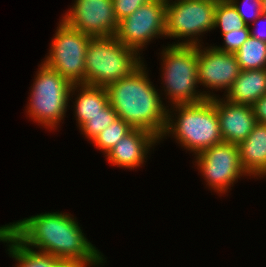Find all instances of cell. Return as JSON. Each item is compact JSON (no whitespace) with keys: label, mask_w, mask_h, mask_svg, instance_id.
Returning a JSON list of instances; mask_svg holds the SVG:
<instances>
[{"label":"cell","mask_w":266,"mask_h":267,"mask_svg":"<svg viewBox=\"0 0 266 267\" xmlns=\"http://www.w3.org/2000/svg\"><path fill=\"white\" fill-rule=\"evenodd\" d=\"M138 55L114 36L91 38L86 49L84 84L106 88L130 76L144 63Z\"/></svg>","instance_id":"277c9868"},{"label":"cell","mask_w":266,"mask_h":267,"mask_svg":"<svg viewBox=\"0 0 266 267\" xmlns=\"http://www.w3.org/2000/svg\"><path fill=\"white\" fill-rule=\"evenodd\" d=\"M54 37L43 63L70 83L84 84L86 49L92 37L71 28L62 20Z\"/></svg>","instance_id":"ba28073f"},{"label":"cell","mask_w":266,"mask_h":267,"mask_svg":"<svg viewBox=\"0 0 266 267\" xmlns=\"http://www.w3.org/2000/svg\"><path fill=\"white\" fill-rule=\"evenodd\" d=\"M196 163L207 185L219 194L226 192L242 175H247L240 162L238 145L228 142L197 154Z\"/></svg>","instance_id":"30bf717a"},{"label":"cell","mask_w":266,"mask_h":267,"mask_svg":"<svg viewBox=\"0 0 266 267\" xmlns=\"http://www.w3.org/2000/svg\"><path fill=\"white\" fill-rule=\"evenodd\" d=\"M69 267H90V265H75V266H69Z\"/></svg>","instance_id":"f1b7e54d"},{"label":"cell","mask_w":266,"mask_h":267,"mask_svg":"<svg viewBox=\"0 0 266 267\" xmlns=\"http://www.w3.org/2000/svg\"><path fill=\"white\" fill-rule=\"evenodd\" d=\"M80 93L74 103L78 126L81 128L91 117L109 104L106 88L80 84Z\"/></svg>","instance_id":"ac0fdd59"},{"label":"cell","mask_w":266,"mask_h":267,"mask_svg":"<svg viewBox=\"0 0 266 267\" xmlns=\"http://www.w3.org/2000/svg\"><path fill=\"white\" fill-rule=\"evenodd\" d=\"M223 142L239 145L257 124L250 105L234 104L214 97Z\"/></svg>","instance_id":"4fadbf2b"},{"label":"cell","mask_w":266,"mask_h":267,"mask_svg":"<svg viewBox=\"0 0 266 267\" xmlns=\"http://www.w3.org/2000/svg\"><path fill=\"white\" fill-rule=\"evenodd\" d=\"M0 241L9 244L8 254L18 262L17 267H69L63 259L26 247L4 225L0 227Z\"/></svg>","instance_id":"e0dca14e"},{"label":"cell","mask_w":266,"mask_h":267,"mask_svg":"<svg viewBox=\"0 0 266 267\" xmlns=\"http://www.w3.org/2000/svg\"><path fill=\"white\" fill-rule=\"evenodd\" d=\"M118 118L116 111L108 104L99 114L91 117L81 128L88 140H93L100 132Z\"/></svg>","instance_id":"7402d4cb"},{"label":"cell","mask_w":266,"mask_h":267,"mask_svg":"<svg viewBox=\"0 0 266 267\" xmlns=\"http://www.w3.org/2000/svg\"><path fill=\"white\" fill-rule=\"evenodd\" d=\"M37 72L26 112L35 122L56 129L65 117L70 95L80 88V84L70 83L44 63Z\"/></svg>","instance_id":"8992f818"},{"label":"cell","mask_w":266,"mask_h":267,"mask_svg":"<svg viewBox=\"0 0 266 267\" xmlns=\"http://www.w3.org/2000/svg\"><path fill=\"white\" fill-rule=\"evenodd\" d=\"M219 26L224 34L234 29H243L247 24L229 0H218L215 10V28Z\"/></svg>","instance_id":"44dd1931"},{"label":"cell","mask_w":266,"mask_h":267,"mask_svg":"<svg viewBox=\"0 0 266 267\" xmlns=\"http://www.w3.org/2000/svg\"><path fill=\"white\" fill-rule=\"evenodd\" d=\"M170 1L166 2V36L179 39L187 37L184 42L173 45H200L197 36L215 29V10L218 0Z\"/></svg>","instance_id":"52a82bcc"},{"label":"cell","mask_w":266,"mask_h":267,"mask_svg":"<svg viewBox=\"0 0 266 267\" xmlns=\"http://www.w3.org/2000/svg\"><path fill=\"white\" fill-rule=\"evenodd\" d=\"M225 45L222 47L214 46L217 50L227 53L235 54L242 44L250 36V26H246L243 29H234L228 33L222 34Z\"/></svg>","instance_id":"603a6c76"},{"label":"cell","mask_w":266,"mask_h":267,"mask_svg":"<svg viewBox=\"0 0 266 267\" xmlns=\"http://www.w3.org/2000/svg\"><path fill=\"white\" fill-rule=\"evenodd\" d=\"M152 0H113L114 14L118 22Z\"/></svg>","instance_id":"d4e9b609"},{"label":"cell","mask_w":266,"mask_h":267,"mask_svg":"<svg viewBox=\"0 0 266 267\" xmlns=\"http://www.w3.org/2000/svg\"><path fill=\"white\" fill-rule=\"evenodd\" d=\"M165 92L173 105L199 103L214 95L197 92L198 46L169 45L162 51Z\"/></svg>","instance_id":"5b68a950"},{"label":"cell","mask_w":266,"mask_h":267,"mask_svg":"<svg viewBox=\"0 0 266 267\" xmlns=\"http://www.w3.org/2000/svg\"><path fill=\"white\" fill-rule=\"evenodd\" d=\"M200 47L198 45V84L228 92L241 71L235 54L219 51L213 46Z\"/></svg>","instance_id":"7c38bea8"},{"label":"cell","mask_w":266,"mask_h":267,"mask_svg":"<svg viewBox=\"0 0 266 267\" xmlns=\"http://www.w3.org/2000/svg\"><path fill=\"white\" fill-rule=\"evenodd\" d=\"M5 227L26 247L63 259L69 266H98L104 261L68 213L45 212Z\"/></svg>","instance_id":"6da1fadb"},{"label":"cell","mask_w":266,"mask_h":267,"mask_svg":"<svg viewBox=\"0 0 266 267\" xmlns=\"http://www.w3.org/2000/svg\"><path fill=\"white\" fill-rule=\"evenodd\" d=\"M62 21L92 38L114 36L118 28L113 0H75Z\"/></svg>","instance_id":"8fae6325"},{"label":"cell","mask_w":266,"mask_h":267,"mask_svg":"<svg viewBox=\"0 0 266 267\" xmlns=\"http://www.w3.org/2000/svg\"><path fill=\"white\" fill-rule=\"evenodd\" d=\"M262 11L266 13V0H262Z\"/></svg>","instance_id":"83f0119b"},{"label":"cell","mask_w":266,"mask_h":267,"mask_svg":"<svg viewBox=\"0 0 266 267\" xmlns=\"http://www.w3.org/2000/svg\"><path fill=\"white\" fill-rule=\"evenodd\" d=\"M144 66L107 86L108 101L118 117L132 128L146 130L162 140L168 109L162 104Z\"/></svg>","instance_id":"7a4b0ae2"},{"label":"cell","mask_w":266,"mask_h":267,"mask_svg":"<svg viewBox=\"0 0 266 267\" xmlns=\"http://www.w3.org/2000/svg\"><path fill=\"white\" fill-rule=\"evenodd\" d=\"M252 108L257 123L266 124V95L258 99Z\"/></svg>","instance_id":"484cf974"},{"label":"cell","mask_w":266,"mask_h":267,"mask_svg":"<svg viewBox=\"0 0 266 267\" xmlns=\"http://www.w3.org/2000/svg\"><path fill=\"white\" fill-rule=\"evenodd\" d=\"M236 10L238 11L239 15L242 17L243 21L250 26L248 19L254 20V24L258 23L259 16L262 14V0H243V5L240 6L238 0H229ZM243 7V8H241ZM247 7V10H251V12H246L244 8ZM249 7V8H248ZM249 10V11H250Z\"/></svg>","instance_id":"cb8c5ba5"},{"label":"cell","mask_w":266,"mask_h":267,"mask_svg":"<svg viewBox=\"0 0 266 267\" xmlns=\"http://www.w3.org/2000/svg\"><path fill=\"white\" fill-rule=\"evenodd\" d=\"M173 108L178 110L179 115L175 117L177 120L172 119V112L167 111L166 128L161 138L172 134L180 145L195 155L223 142L216 104L212 99L199 103L177 104L173 105Z\"/></svg>","instance_id":"3957f363"},{"label":"cell","mask_w":266,"mask_h":267,"mask_svg":"<svg viewBox=\"0 0 266 267\" xmlns=\"http://www.w3.org/2000/svg\"><path fill=\"white\" fill-rule=\"evenodd\" d=\"M159 141L153 133L133 128L105 156L110 164L134 169L144 163L149 149Z\"/></svg>","instance_id":"5bb4252c"},{"label":"cell","mask_w":266,"mask_h":267,"mask_svg":"<svg viewBox=\"0 0 266 267\" xmlns=\"http://www.w3.org/2000/svg\"><path fill=\"white\" fill-rule=\"evenodd\" d=\"M259 19H262L265 21L266 20V13L262 12L261 16H259ZM264 28L262 30L263 32H258V33H256V31L250 30V36L254 37L258 40L266 42V31H264V30H266V28L265 29ZM259 31H261V30H259Z\"/></svg>","instance_id":"4316f807"},{"label":"cell","mask_w":266,"mask_h":267,"mask_svg":"<svg viewBox=\"0 0 266 267\" xmlns=\"http://www.w3.org/2000/svg\"><path fill=\"white\" fill-rule=\"evenodd\" d=\"M235 56L240 70L266 69V42L249 36Z\"/></svg>","instance_id":"d6986e66"},{"label":"cell","mask_w":266,"mask_h":267,"mask_svg":"<svg viewBox=\"0 0 266 267\" xmlns=\"http://www.w3.org/2000/svg\"><path fill=\"white\" fill-rule=\"evenodd\" d=\"M166 2L152 0L118 22L114 37L139 53L155 37H166Z\"/></svg>","instance_id":"9c48e42d"},{"label":"cell","mask_w":266,"mask_h":267,"mask_svg":"<svg viewBox=\"0 0 266 267\" xmlns=\"http://www.w3.org/2000/svg\"><path fill=\"white\" fill-rule=\"evenodd\" d=\"M240 162L247 176L266 175V124L257 123L238 145Z\"/></svg>","instance_id":"9a60e30c"},{"label":"cell","mask_w":266,"mask_h":267,"mask_svg":"<svg viewBox=\"0 0 266 267\" xmlns=\"http://www.w3.org/2000/svg\"><path fill=\"white\" fill-rule=\"evenodd\" d=\"M133 128L119 117L108 127L100 132L93 140L95 146L107 154L119 140L128 134Z\"/></svg>","instance_id":"ffe728a7"},{"label":"cell","mask_w":266,"mask_h":267,"mask_svg":"<svg viewBox=\"0 0 266 267\" xmlns=\"http://www.w3.org/2000/svg\"><path fill=\"white\" fill-rule=\"evenodd\" d=\"M266 95V69L241 70L225 95L228 102L252 106Z\"/></svg>","instance_id":"2e32d148"}]
</instances>
